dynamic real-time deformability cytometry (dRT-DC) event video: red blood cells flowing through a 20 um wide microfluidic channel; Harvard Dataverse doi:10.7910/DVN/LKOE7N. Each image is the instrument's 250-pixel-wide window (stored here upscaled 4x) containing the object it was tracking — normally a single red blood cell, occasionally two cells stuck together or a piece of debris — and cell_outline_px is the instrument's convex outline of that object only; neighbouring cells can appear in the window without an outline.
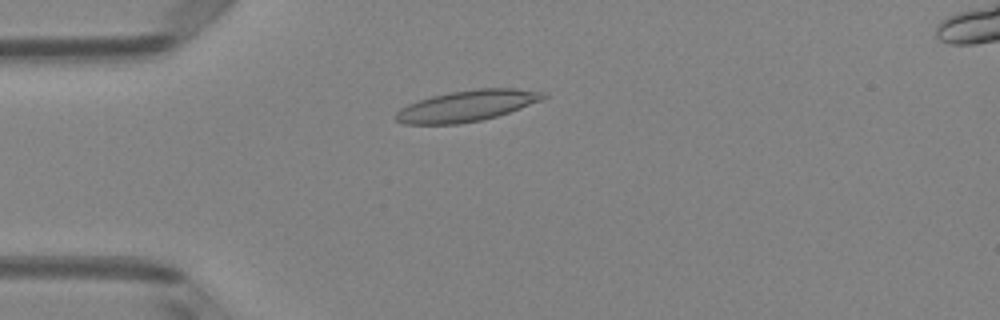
{"species": "Egyptian fruit bat (a non-hibernating species)", "species_latin": "Rousettus aegyptiacus", "temperature_condition": "room temperature", "stored_images_in_passage": 50, "camera_frame_rate_fps": 3000, "um_per_image_px": 0.085, "animal": {"sex": "female"}, "frame": {"image": 1, "passage_image": 13, "time_ms": 4.0, "image_size_px": [1000, 320], "cell_outline_px": [[548, 96], [544, 100], [496, 116], [480, 120], [456, 124], [404, 124], [396, 120], [392, 116], [400, 108], [408, 104], [432, 96], [452, 92], [476, 88], [516, 88], [544, 92]], "centroid_in_image_um": [39.69, 8.99], "position_along_channel_um": 45.3, "area_um2": 26.65}}
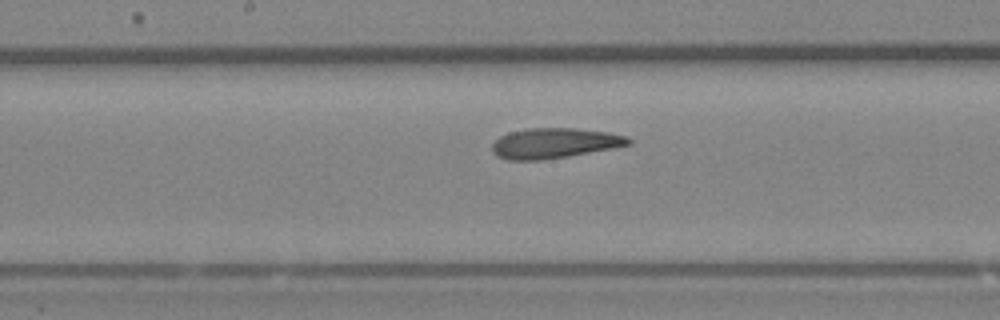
{"frame": {"image": 2, "passage_image": 26, "time_ms": 8.333, "image_size_px": [1000, 320], "cell_outline_px": [[632, 144], [616, 148], [544, 160], [508, 160], [496, 156], [492, 152], [492, 144], [500, 136], [508, 132], [528, 128], [572, 128], [608, 132], [628, 136], [632, 140]], "centroid_in_image_um": [47.14, 12.17], "position_along_channel_um": 201.1, "area_um2": 24.28}}
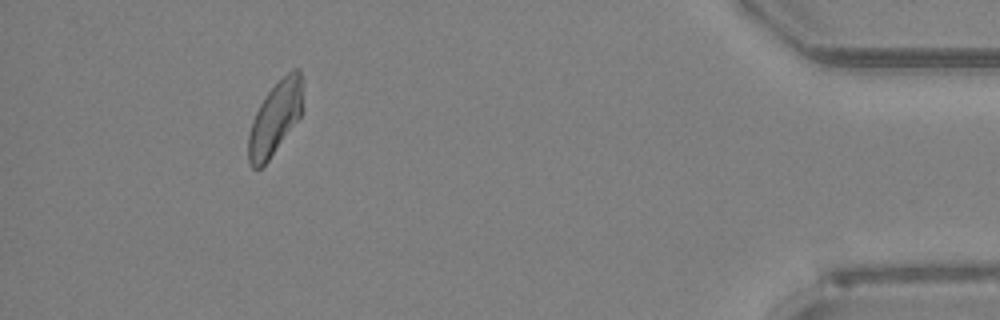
{"frame": {"image": 3, "passage_image": 46, "time_ms": 15.0, "image_size_px": [1000, 320], "cell_outline_px": [[304, 80], [300, 116], [268, 160], [260, 168], [252, 168], [248, 160], [248, 136], [252, 120], [260, 104], [268, 92], [292, 68], [300, 68]], "centroid_in_image_um": [23.4, 10.0], "position_along_channel_um": 411.8, "area_um2": 22.89}, "authors_computed_cell_mechanics": {"area_um2": 24.2471, "velocity_mm_per_s": 4.0404, "shape_relaxation_time_tau1_ms": 7.1047, "shape_relaxation_time_tau2_ms": 3.7085, "deformation_change_tau1": 0.1608, "deformation_change_tau2": 0.1172}}